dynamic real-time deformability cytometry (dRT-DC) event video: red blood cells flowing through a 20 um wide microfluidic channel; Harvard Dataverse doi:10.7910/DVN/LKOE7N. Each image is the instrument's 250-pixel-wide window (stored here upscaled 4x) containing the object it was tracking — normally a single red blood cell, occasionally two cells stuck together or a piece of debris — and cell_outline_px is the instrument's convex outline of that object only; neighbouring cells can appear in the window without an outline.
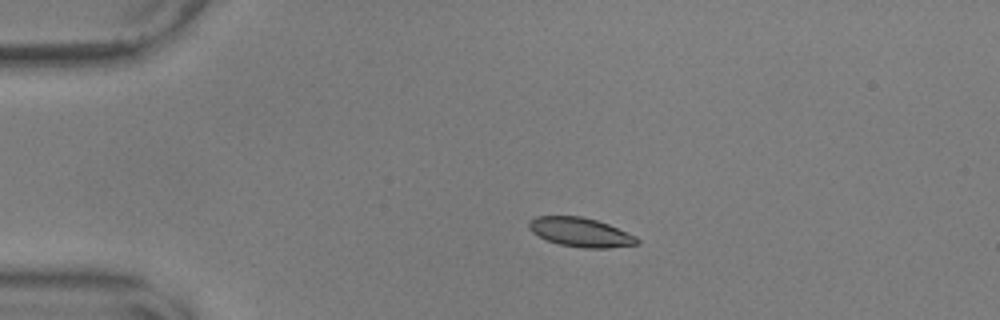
{"species": "common noctule bat (a hibernating species)", "species_latin": "Nyctalus noctula", "temperature_condition": "warm", "stored_images_in_passage": 45, "camera_frame_rate_fps": 3000, "um_per_image_px": 0.085, "animal": {"sex": "male", "body_mass_g": 17.9, "forearm_length_mm": 54.2}, "frame": {"image": 1, "passage_image": 1, "time_ms": 0.0, "image_size_px": [1000, 320], "cell_outline_px": [[640, 244], [608, 248], [584, 248], [560, 244], [548, 240], [532, 232], [528, 228], [528, 224], [536, 216], [580, 216], [596, 220], [608, 224], [636, 236], [640, 240]], "centroid_in_image_um": [49.38, 19.74], "position_along_channel_um": 35.6, "area_um2": 18.21}}
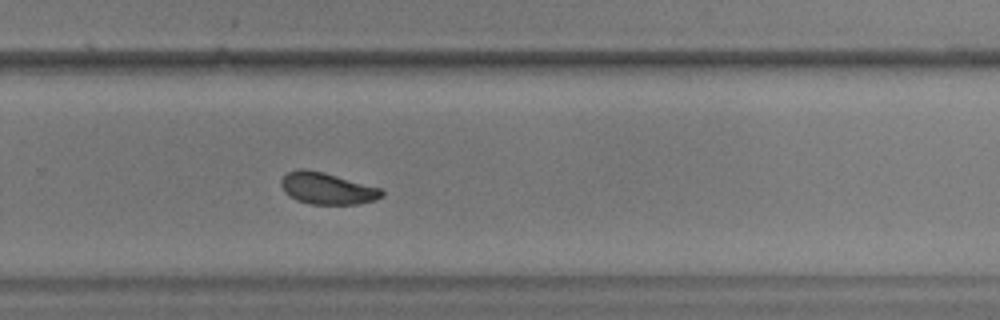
{"frame": {"image": 2, "passage_image": 27, "time_ms": 8.667, "image_size_px": [1000, 320], "cell_outline_px": [[384, 196], [376, 200], [356, 204], [308, 204], [296, 200], [288, 196], [284, 192], [280, 184], [280, 180], [288, 172], [300, 168], [308, 168], [324, 172], [380, 188], [384, 192]], "centroid_in_image_um": [27.78, 16.01], "position_along_channel_um": 302.0, "area_um2": 18.79}}
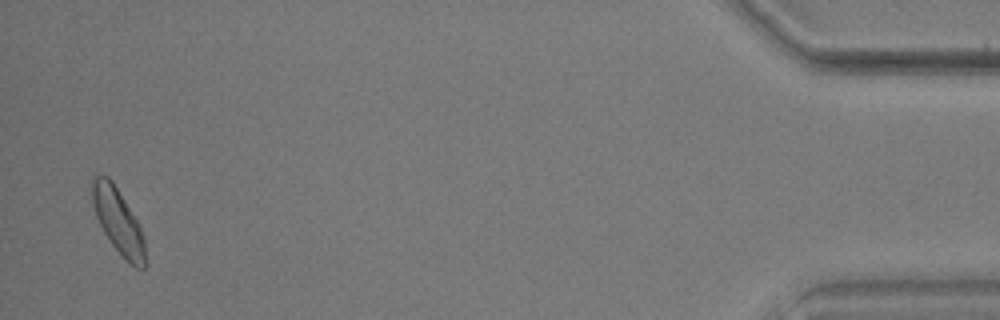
{"frame": {"image": 3, "passage_image": 44, "time_ms": 14.333, "image_size_px": [1000, 320], "cell_outline_px": [[144, 268], [136, 268], [112, 244], [104, 232], [96, 216], [92, 204], [92, 176], [96, 172], [108, 176], [112, 180], [140, 224], [144, 240]], "centroid_in_image_um": [10.01, 18.68], "position_along_channel_um": 425.2, "area_um2": 19.83}, "authors_computed_cell_mechanics": {"area_um2": 18.9584, "velocity_mm_per_s": 3.5806, "shape_relaxation_time_tau1_ms": 5.1433, "shape_relaxation_time_tau2_ms": 3.1497, "deformation_change_tau1": 0.1797, "deformation_change_tau2": 0.0743}}